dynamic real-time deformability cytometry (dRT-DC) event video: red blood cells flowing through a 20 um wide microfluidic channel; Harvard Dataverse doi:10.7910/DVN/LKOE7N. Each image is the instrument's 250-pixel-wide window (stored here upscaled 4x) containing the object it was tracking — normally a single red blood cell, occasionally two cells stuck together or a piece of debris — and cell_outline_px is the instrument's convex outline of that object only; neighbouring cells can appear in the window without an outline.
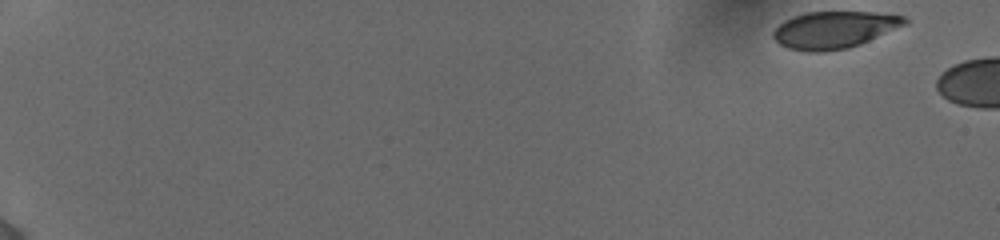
{"species": "human", "species_latin": "Homo sapiens", "temperature_condition": "cold", "stored_images_in_passage": 6, "camera_frame_rate_fps": 3000, "um_per_image_px": 0.085, "donor": {"sex": "female"}, "frame": {"image": 1, "passage_image": 1, "time_ms": 0.0, "image_size_px": [1000, 240], "cell_outline_px": [[908, 24], [860, 44], [848, 48], [820, 52], [808, 52], [788, 48], [780, 44], [772, 36], [772, 32], [784, 20], [792, 16], [804, 12], [872, 12], [904, 16], [908, 20]], "centroid_in_image_um": [70.9, 2.53], "position_along_channel_um": 14.1, "area_um2": 28.44}}